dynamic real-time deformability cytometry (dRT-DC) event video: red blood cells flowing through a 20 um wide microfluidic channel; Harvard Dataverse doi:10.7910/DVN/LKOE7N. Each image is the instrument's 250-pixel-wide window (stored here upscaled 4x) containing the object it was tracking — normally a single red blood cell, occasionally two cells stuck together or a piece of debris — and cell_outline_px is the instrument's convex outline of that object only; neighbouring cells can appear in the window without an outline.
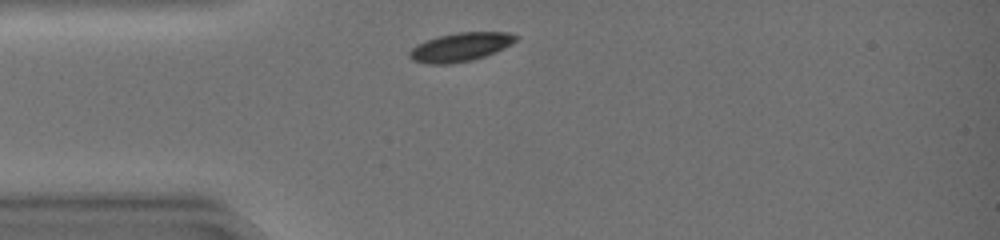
{"species": "common noctule bat (a hibernating species)", "species_latin": "Nyctalus noctula", "temperature_condition": "warm", "stored_images_in_passage": 30, "camera_frame_rate_fps": 3000, "um_per_image_px": 0.085, "animal": {"sex": "female", "body_mass_g": 19.0, "forearm_length_mm": 51.5}, "frame": {"image": 1, "passage_image": 2, "time_ms": 0.333, "image_size_px": [1000, 240], "cell_outline_px": [[516, 40], [504, 48], [484, 56], [472, 60], [452, 64], [428, 64], [412, 60], [408, 56], [408, 52], [416, 44], [436, 36], [456, 32], [508, 32], [516, 36]], "centroid_in_image_um": [39.07, 4.0], "position_along_channel_um": 45.9, "area_um2": 17.8}}
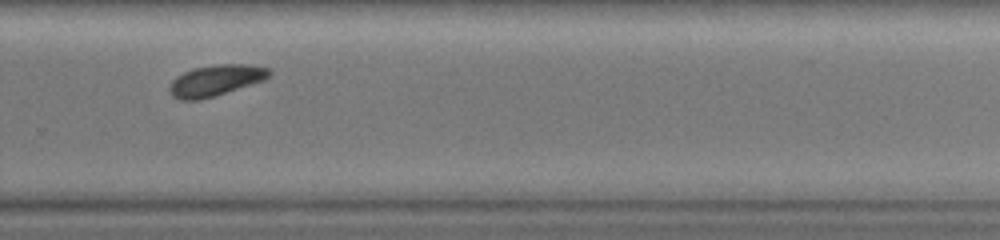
{"frame": {"image": 2, "passage_image": 22, "time_ms": 7.0, "image_size_px": [1000, 240], "cell_outline_px": [[272, 72], [264, 80], [200, 100], [180, 100], [172, 96], [168, 88], [172, 80], [176, 76], [184, 72], [196, 68], [216, 64], [248, 64], [272, 68]], "centroid_in_image_um": [18.33, 6.82], "position_along_channel_um": 311.5, "area_um2": 17.98}}
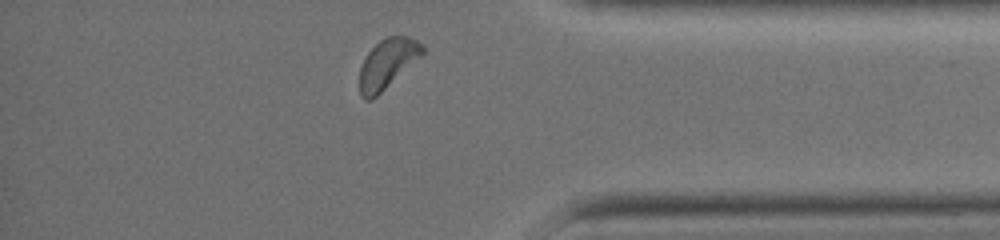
{"frame": {"image": 3, "passage_image": 29, "time_ms": 9.333, "image_size_px": [1000, 240], "cell_outline_px": [[424, 52], [420, 56], [372, 100], [364, 100], [360, 96], [360, 68], [368, 52], [380, 40], [388, 36], [408, 36], [416, 40], [424, 48]], "centroid_in_image_um": [32.89, 5.41], "position_along_channel_um": 402.3, "area_um2": 17.63}, "authors_computed_cell_mechanics": {"area_um2": 18.1492, "velocity_mm_per_s": 4.192, "shape_relaxation_time_tau1_ms": 1.1289, "shape_relaxation_time_tau2_ms": null, "deformation_change_tau1": 0.0898, "deformation_change_tau2": null}}